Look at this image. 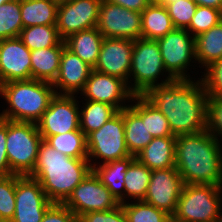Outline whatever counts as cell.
I'll use <instances>...</instances> for the list:
<instances>
[{
    "mask_svg": "<svg viewBox=\"0 0 222 222\" xmlns=\"http://www.w3.org/2000/svg\"><path fill=\"white\" fill-rule=\"evenodd\" d=\"M176 136L155 137L136 156L150 170L175 167Z\"/></svg>",
    "mask_w": 222,
    "mask_h": 222,
    "instance_id": "obj_20",
    "label": "cell"
},
{
    "mask_svg": "<svg viewBox=\"0 0 222 222\" xmlns=\"http://www.w3.org/2000/svg\"><path fill=\"white\" fill-rule=\"evenodd\" d=\"M135 158V156H129L119 160H112L99 165V167L98 165L96 167V164H91L92 170L98 176L101 183L109 189L110 193L120 204L124 203V177L129 165Z\"/></svg>",
    "mask_w": 222,
    "mask_h": 222,
    "instance_id": "obj_23",
    "label": "cell"
},
{
    "mask_svg": "<svg viewBox=\"0 0 222 222\" xmlns=\"http://www.w3.org/2000/svg\"><path fill=\"white\" fill-rule=\"evenodd\" d=\"M125 142L131 156H137L153 139L142 120L130 107L123 109Z\"/></svg>",
    "mask_w": 222,
    "mask_h": 222,
    "instance_id": "obj_26",
    "label": "cell"
},
{
    "mask_svg": "<svg viewBox=\"0 0 222 222\" xmlns=\"http://www.w3.org/2000/svg\"><path fill=\"white\" fill-rule=\"evenodd\" d=\"M9 175H12V172L6 152V119L0 118V176Z\"/></svg>",
    "mask_w": 222,
    "mask_h": 222,
    "instance_id": "obj_42",
    "label": "cell"
},
{
    "mask_svg": "<svg viewBox=\"0 0 222 222\" xmlns=\"http://www.w3.org/2000/svg\"><path fill=\"white\" fill-rule=\"evenodd\" d=\"M44 141L68 157L88 158L87 139L81 129L48 136Z\"/></svg>",
    "mask_w": 222,
    "mask_h": 222,
    "instance_id": "obj_29",
    "label": "cell"
},
{
    "mask_svg": "<svg viewBox=\"0 0 222 222\" xmlns=\"http://www.w3.org/2000/svg\"><path fill=\"white\" fill-rule=\"evenodd\" d=\"M10 1H12V0H0V6H1L2 4H4V3H8V2H10Z\"/></svg>",
    "mask_w": 222,
    "mask_h": 222,
    "instance_id": "obj_48",
    "label": "cell"
},
{
    "mask_svg": "<svg viewBox=\"0 0 222 222\" xmlns=\"http://www.w3.org/2000/svg\"><path fill=\"white\" fill-rule=\"evenodd\" d=\"M167 118L173 135L207 130L208 95L201 80H173L144 95Z\"/></svg>",
    "mask_w": 222,
    "mask_h": 222,
    "instance_id": "obj_1",
    "label": "cell"
},
{
    "mask_svg": "<svg viewBox=\"0 0 222 222\" xmlns=\"http://www.w3.org/2000/svg\"><path fill=\"white\" fill-rule=\"evenodd\" d=\"M102 0H69L58 5L56 28L64 40L97 26Z\"/></svg>",
    "mask_w": 222,
    "mask_h": 222,
    "instance_id": "obj_14",
    "label": "cell"
},
{
    "mask_svg": "<svg viewBox=\"0 0 222 222\" xmlns=\"http://www.w3.org/2000/svg\"><path fill=\"white\" fill-rule=\"evenodd\" d=\"M16 175L0 176V222H10L15 213Z\"/></svg>",
    "mask_w": 222,
    "mask_h": 222,
    "instance_id": "obj_35",
    "label": "cell"
},
{
    "mask_svg": "<svg viewBox=\"0 0 222 222\" xmlns=\"http://www.w3.org/2000/svg\"><path fill=\"white\" fill-rule=\"evenodd\" d=\"M204 78L200 79L208 96L222 97V59L206 67Z\"/></svg>",
    "mask_w": 222,
    "mask_h": 222,
    "instance_id": "obj_38",
    "label": "cell"
},
{
    "mask_svg": "<svg viewBox=\"0 0 222 222\" xmlns=\"http://www.w3.org/2000/svg\"><path fill=\"white\" fill-rule=\"evenodd\" d=\"M58 3L51 0H20L23 28L56 25Z\"/></svg>",
    "mask_w": 222,
    "mask_h": 222,
    "instance_id": "obj_25",
    "label": "cell"
},
{
    "mask_svg": "<svg viewBox=\"0 0 222 222\" xmlns=\"http://www.w3.org/2000/svg\"><path fill=\"white\" fill-rule=\"evenodd\" d=\"M64 40L57 46L31 51V79L53 83L57 77Z\"/></svg>",
    "mask_w": 222,
    "mask_h": 222,
    "instance_id": "obj_22",
    "label": "cell"
},
{
    "mask_svg": "<svg viewBox=\"0 0 222 222\" xmlns=\"http://www.w3.org/2000/svg\"><path fill=\"white\" fill-rule=\"evenodd\" d=\"M151 174L152 170L135 158L129 165L124 177V201L126 196L137 201L143 200L148 189Z\"/></svg>",
    "mask_w": 222,
    "mask_h": 222,
    "instance_id": "obj_31",
    "label": "cell"
},
{
    "mask_svg": "<svg viewBox=\"0 0 222 222\" xmlns=\"http://www.w3.org/2000/svg\"><path fill=\"white\" fill-rule=\"evenodd\" d=\"M96 28L104 38H141V13L102 0Z\"/></svg>",
    "mask_w": 222,
    "mask_h": 222,
    "instance_id": "obj_12",
    "label": "cell"
},
{
    "mask_svg": "<svg viewBox=\"0 0 222 222\" xmlns=\"http://www.w3.org/2000/svg\"><path fill=\"white\" fill-rule=\"evenodd\" d=\"M53 88L52 83L35 79L1 84L0 94L8 102L10 109L3 110L0 118L37 123L57 92Z\"/></svg>",
    "mask_w": 222,
    "mask_h": 222,
    "instance_id": "obj_4",
    "label": "cell"
},
{
    "mask_svg": "<svg viewBox=\"0 0 222 222\" xmlns=\"http://www.w3.org/2000/svg\"><path fill=\"white\" fill-rule=\"evenodd\" d=\"M165 70L175 80H190L186 68L195 59V38L186 29L174 28L157 39Z\"/></svg>",
    "mask_w": 222,
    "mask_h": 222,
    "instance_id": "obj_9",
    "label": "cell"
},
{
    "mask_svg": "<svg viewBox=\"0 0 222 222\" xmlns=\"http://www.w3.org/2000/svg\"><path fill=\"white\" fill-rule=\"evenodd\" d=\"M109 3L117 4L123 8L142 13L151 3V0H105Z\"/></svg>",
    "mask_w": 222,
    "mask_h": 222,
    "instance_id": "obj_43",
    "label": "cell"
},
{
    "mask_svg": "<svg viewBox=\"0 0 222 222\" xmlns=\"http://www.w3.org/2000/svg\"><path fill=\"white\" fill-rule=\"evenodd\" d=\"M174 29L166 7L151 2L141 13V38L157 40Z\"/></svg>",
    "mask_w": 222,
    "mask_h": 222,
    "instance_id": "obj_24",
    "label": "cell"
},
{
    "mask_svg": "<svg viewBox=\"0 0 222 222\" xmlns=\"http://www.w3.org/2000/svg\"><path fill=\"white\" fill-rule=\"evenodd\" d=\"M86 101L104 102L114 106L118 111L129 107L123 101L132 99L134 94L129 90L127 83L121 78L91 71L85 88L82 91Z\"/></svg>",
    "mask_w": 222,
    "mask_h": 222,
    "instance_id": "obj_16",
    "label": "cell"
},
{
    "mask_svg": "<svg viewBox=\"0 0 222 222\" xmlns=\"http://www.w3.org/2000/svg\"><path fill=\"white\" fill-rule=\"evenodd\" d=\"M78 222H128L122 204L107 211H91L81 215Z\"/></svg>",
    "mask_w": 222,
    "mask_h": 222,
    "instance_id": "obj_40",
    "label": "cell"
},
{
    "mask_svg": "<svg viewBox=\"0 0 222 222\" xmlns=\"http://www.w3.org/2000/svg\"><path fill=\"white\" fill-rule=\"evenodd\" d=\"M41 222H78L77 216L64 204L53 203Z\"/></svg>",
    "mask_w": 222,
    "mask_h": 222,
    "instance_id": "obj_41",
    "label": "cell"
},
{
    "mask_svg": "<svg viewBox=\"0 0 222 222\" xmlns=\"http://www.w3.org/2000/svg\"><path fill=\"white\" fill-rule=\"evenodd\" d=\"M83 107L80 112V129L86 137L118 112L114 106L104 102L87 101Z\"/></svg>",
    "mask_w": 222,
    "mask_h": 222,
    "instance_id": "obj_30",
    "label": "cell"
},
{
    "mask_svg": "<svg viewBox=\"0 0 222 222\" xmlns=\"http://www.w3.org/2000/svg\"><path fill=\"white\" fill-rule=\"evenodd\" d=\"M86 139L88 161L94 157L103 159V163H107L131 156L125 142L123 109L118 111L98 130L90 133Z\"/></svg>",
    "mask_w": 222,
    "mask_h": 222,
    "instance_id": "obj_8",
    "label": "cell"
},
{
    "mask_svg": "<svg viewBox=\"0 0 222 222\" xmlns=\"http://www.w3.org/2000/svg\"><path fill=\"white\" fill-rule=\"evenodd\" d=\"M222 20V11L216 8L198 6L194 16L191 18L190 25L186 29L190 31L194 38L208 31Z\"/></svg>",
    "mask_w": 222,
    "mask_h": 222,
    "instance_id": "obj_36",
    "label": "cell"
},
{
    "mask_svg": "<svg viewBox=\"0 0 222 222\" xmlns=\"http://www.w3.org/2000/svg\"><path fill=\"white\" fill-rule=\"evenodd\" d=\"M162 71L167 72L157 40L142 38L134 40L131 70L129 73V79L131 77L130 74H132L134 84L128 86L129 90L134 95H144L156 85H165L175 80L172 76H168L161 83H157L156 81Z\"/></svg>",
    "mask_w": 222,
    "mask_h": 222,
    "instance_id": "obj_7",
    "label": "cell"
},
{
    "mask_svg": "<svg viewBox=\"0 0 222 222\" xmlns=\"http://www.w3.org/2000/svg\"><path fill=\"white\" fill-rule=\"evenodd\" d=\"M18 38L30 51L57 46L63 41L58 33L56 25L25 27L20 32Z\"/></svg>",
    "mask_w": 222,
    "mask_h": 222,
    "instance_id": "obj_32",
    "label": "cell"
},
{
    "mask_svg": "<svg viewBox=\"0 0 222 222\" xmlns=\"http://www.w3.org/2000/svg\"><path fill=\"white\" fill-rule=\"evenodd\" d=\"M42 141L36 123L6 119V152L12 174L29 176L33 172Z\"/></svg>",
    "mask_w": 222,
    "mask_h": 222,
    "instance_id": "obj_5",
    "label": "cell"
},
{
    "mask_svg": "<svg viewBox=\"0 0 222 222\" xmlns=\"http://www.w3.org/2000/svg\"><path fill=\"white\" fill-rule=\"evenodd\" d=\"M23 29L20 0H12L0 6V40L17 38Z\"/></svg>",
    "mask_w": 222,
    "mask_h": 222,
    "instance_id": "obj_33",
    "label": "cell"
},
{
    "mask_svg": "<svg viewBox=\"0 0 222 222\" xmlns=\"http://www.w3.org/2000/svg\"><path fill=\"white\" fill-rule=\"evenodd\" d=\"M222 59V20L195 37V60L208 67Z\"/></svg>",
    "mask_w": 222,
    "mask_h": 222,
    "instance_id": "obj_27",
    "label": "cell"
},
{
    "mask_svg": "<svg viewBox=\"0 0 222 222\" xmlns=\"http://www.w3.org/2000/svg\"><path fill=\"white\" fill-rule=\"evenodd\" d=\"M198 6L216 8L222 11V0H193Z\"/></svg>",
    "mask_w": 222,
    "mask_h": 222,
    "instance_id": "obj_44",
    "label": "cell"
},
{
    "mask_svg": "<svg viewBox=\"0 0 222 222\" xmlns=\"http://www.w3.org/2000/svg\"><path fill=\"white\" fill-rule=\"evenodd\" d=\"M52 204L36 179L16 175L15 213L10 222H41Z\"/></svg>",
    "mask_w": 222,
    "mask_h": 222,
    "instance_id": "obj_13",
    "label": "cell"
},
{
    "mask_svg": "<svg viewBox=\"0 0 222 222\" xmlns=\"http://www.w3.org/2000/svg\"><path fill=\"white\" fill-rule=\"evenodd\" d=\"M135 105L129 107L142 119L146 120V128L150 135L155 137L175 136L172 134L168 120L149 100L143 95H134L132 101Z\"/></svg>",
    "mask_w": 222,
    "mask_h": 222,
    "instance_id": "obj_28",
    "label": "cell"
},
{
    "mask_svg": "<svg viewBox=\"0 0 222 222\" xmlns=\"http://www.w3.org/2000/svg\"><path fill=\"white\" fill-rule=\"evenodd\" d=\"M175 0H151V2H154V3H160V4H163V3H174Z\"/></svg>",
    "mask_w": 222,
    "mask_h": 222,
    "instance_id": "obj_45",
    "label": "cell"
},
{
    "mask_svg": "<svg viewBox=\"0 0 222 222\" xmlns=\"http://www.w3.org/2000/svg\"><path fill=\"white\" fill-rule=\"evenodd\" d=\"M207 131L217 140L222 135V97L208 96Z\"/></svg>",
    "mask_w": 222,
    "mask_h": 222,
    "instance_id": "obj_39",
    "label": "cell"
},
{
    "mask_svg": "<svg viewBox=\"0 0 222 222\" xmlns=\"http://www.w3.org/2000/svg\"><path fill=\"white\" fill-rule=\"evenodd\" d=\"M74 95H59L51 99L48 109L36 123L43 140L48 136L80 129V111Z\"/></svg>",
    "mask_w": 222,
    "mask_h": 222,
    "instance_id": "obj_11",
    "label": "cell"
},
{
    "mask_svg": "<svg viewBox=\"0 0 222 222\" xmlns=\"http://www.w3.org/2000/svg\"><path fill=\"white\" fill-rule=\"evenodd\" d=\"M92 70L91 66L65 47L61 54L57 77L52 83L54 89H60L56 94L74 95L79 91L82 93Z\"/></svg>",
    "mask_w": 222,
    "mask_h": 222,
    "instance_id": "obj_19",
    "label": "cell"
},
{
    "mask_svg": "<svg viewBox=\"0 0 222 222\" xmlns=\"http://www.w3.org/2000/svg\"><path fill=\"white\" fill-rule=\"evenodd\" d=\"M51 1H54L58 4H60V3H63V2L69 1V0H51Z\"/></svg>",
    "mask_w": 222,
    "mask_h": 222,
    "instance_id": "obj_47",
    "label": "cell"
},
{
    "mask_svg": "<svg viewBox=\"0 0 222 222\" xmlns=\"http://www.w3.org/2000/svg\"><path fill=\"white\" fill-rule=\"evenodd\" d=\"M91 170L88 158L68 157L43 140L29 176L40 183L52 203L63 204Z\"/></svg>",
    "mask_w": 222,
    "mask_h": 222,
    "instance_id": "obj_3",
    "label": "cell"
},
{
    "mask_svg": "<svg viewBox=\"0 0 222 222\" xmlns=\"http://www.w3.org/2000/svg\"><path fill=\"white\" fill-rule=\"evenodd\" d=\"M31 79V51L17 38L0 40V85Z\"/></svg>",
    "mask_w": 222,
    "mask_h": 222,
    "instance_id": "obj_18",
    "label": "cell"
},
{
    "mask_svg": "<svg viewBox=\"0 0 222 222\" xmlns=\"http://www.w3.org/2000/svg\"><path fill=\"white\" fill-rule=\"evenodd\" d=\"M214 222H222V212L220 213L219 217Z\"/></svg>",
    "mask_w": 222,
    "mask_h": 222,
    "instance_id": "obj_46",
    "label": "cell"
},
{
    "mask_svg": "<svg viewBox=\"0 0 222 222\" xmlns=\"http://www.w3.org/2000/svg\"><path fill=\"white\" fill-rule=\"evenodd\" d=\"M182 177L176 167L152 170L145 198L142 200L172 216L182 188Z\"/></svg>",
    "mask_w": 222,
    "mask_h": 222,
    "instance_id": "obj_15",
    "label": "cell"
},
{
    "mask_svg": "<svg viewBox=\"0 0 222 222\" xmlns=\"http://www.w3.org/2000/svg\"><path fill=\"white\" fill-rule=\"evenodd\" d=\"M63 204L77 218L91 211L112 210L120 205L93 170L76 186Z\"/></svg>",
    "mask_w": 222,
    "mask_h": 222,
    "instance_id": "obj_10",
    "label": "cell"
},
{
    "mask_svg": "<svg viewBox=\"0 0 222 222\" xmlns=\"http://www.w3.org/2000/svg\"><path fill=\"white\" fill-rule=\"evenodd\" d=\"M103 40V35L96 27H93L69 35L64 42L68 50L94 68Z\"/></svg>",
    "mask_w": 222,
    "mask_h": 222,
    "instance_id": "obj_21",
    "label": "cell"
},
{
    "mask_svg": "<svg viewBox=\"0 0 222 222\" xmlns=\"http://www.w3.org/2000/svg\"><path fill=\"white\" fill-rule=\"evenodd\" d=\"M174 28L187 29L198 5L193 0H175L174 3H163Z\"/></svg>",
    "mask_w": 222,
    "mask_h": 222,
    "instance_id": "obj_37",
    "label": "cell"
},
{
    "mask_svg": "<svg viewBox=\"0 0 222 222\" xmlns=\"http://www.w3.org/2000/svg\"><path fill=\"white\" fill-rule=\"evenodd\" d=\"M207 130L176 136L175 167L184 184L222 186V145Z\"/></svg>",
    "mask_w": 222,
    "mask_h": 222,
    "instance_id": "obj_2",
    "label": "cell"
},
{
    "mask_svg": "<svg viewBox=\"0 0 222 222\" xmlns=\"http://www.w3.org/2000/svg\"><path fill=\"white\" fill-rule=\"evenodd\" d=\"M220 185L184 184L172 222H214L221 213Z\"/></svg>",
    "mask_w": 222,
    "mask_h": 222,
    "instance_id": "obj_6",
    "label": "cell"
},
{
    "mask_svg": "<svg viewBox=\"0 0 222 222\" xmlns=\"http://www.w3.org/2000/svg\"><path fill=\"white\" fill-rule=\"evenodd\" d=\"M133 41L121 38H104L95 71L115 76L128 85L131 70Z\"/></svg>",
    "mask_w": 222,
    "mask_h": 222,
    "instance_id": "obj_17",
    "label": "cell"
},
{
    "mask_svg": "<svg viewBox=\"0 0 222 222\" xmlns=\"http://www.w3.org/2000/svg\"><path fill=\"white\" fill-rule=\"evenodd\" d=\"M136 202L122 204L128 222H172V216L165 211L142 200Z\"/></svg>",
    "mask_w": 222,
    "mask_h": 222,
    "instance_id": "obj_34",
    "label": "cell"
}]
</instances>
